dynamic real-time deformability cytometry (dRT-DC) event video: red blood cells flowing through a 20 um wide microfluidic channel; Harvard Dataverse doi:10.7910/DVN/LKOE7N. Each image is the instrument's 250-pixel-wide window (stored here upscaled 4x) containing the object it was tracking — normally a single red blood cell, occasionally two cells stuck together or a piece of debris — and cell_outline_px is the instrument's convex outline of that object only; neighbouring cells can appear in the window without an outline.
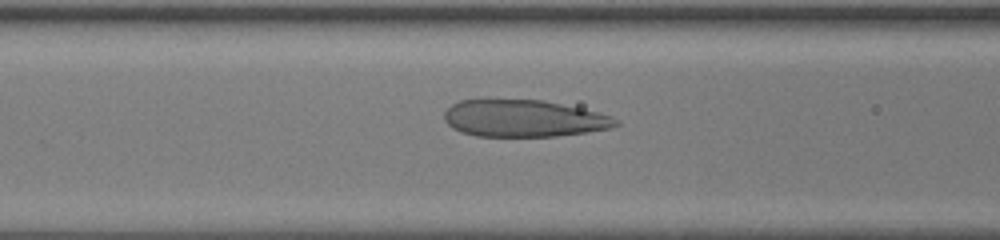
{"species": "human", "species_latin": "Homo sapiens", "temperature_condition": "room temperature", "stored_images_in_passage": 40, "camera_frame_rate_fps": 3000, "um_per_image_px": 0.085, "donor": {"sex": "female"}, "frame": {"image": 1, "passage_image": 15, "time_ms": 4.667, "image_size_px": [1000, 240], "cell_outline_px": [[620, 124], [608, 128], [588, 132], [556, 136], [476, 136], [460, 132], [452, 128], [444, 120], [444, 112], [452, 104], [460, 100], [480, 96], [544, 100], [580, 108], [612, 116], [620, 120]], "centroid_in_image_um": [44.43, 10.02], "position_along_channel_um": 122.2, "area_um2": 38.09}}
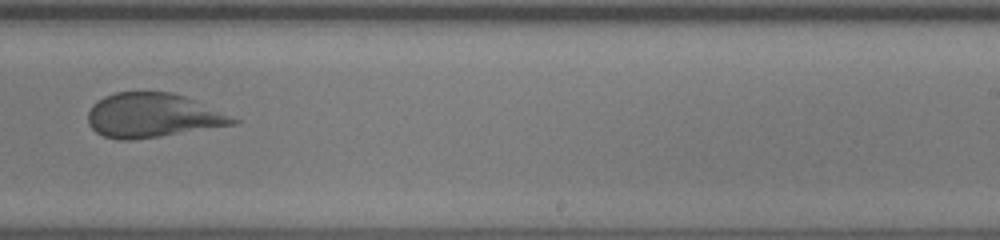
{"frame": {"image": 2, "passage_image": 25, "time_ms": 8.0, "image_size_px": [1000, 240], "cell_outline_px": [[240, 120], [236, 124], [160, 136], [132, 140], [116, 140], [104, 136], [96, 132], [88, 124], [88, 112], [92, 104], [104, 96], [116, 92], [172, 92], [196, 100]], "centroid_in_image_um": [12.94, 9.81], "position_along_channel_um": 276.1, "area_um2": 37.34}}
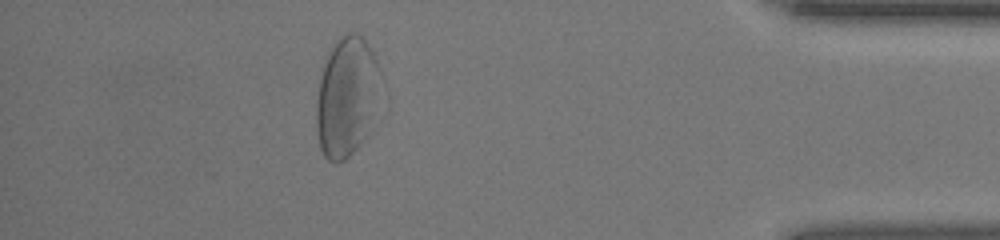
{"frame": {"image": 3, "passage_image": 36, "time_ms": 11.667, "image_size_px": [1000, 240], "cell_outline_px": [[380, 76], [372, 128], [360, 144], [344, 160], [336, 164], [328, 160], [324, 156], [320, 148], [316, 132], [316, 104], [320, 68], [332, 44], [340, 36], [348, 32], [356, 32], [368, 44], [380, 68]], "centroid_in_image_um": [29.43, 8.21], "position_along_channel_um": 405.8, "area_um2": 45.37}}